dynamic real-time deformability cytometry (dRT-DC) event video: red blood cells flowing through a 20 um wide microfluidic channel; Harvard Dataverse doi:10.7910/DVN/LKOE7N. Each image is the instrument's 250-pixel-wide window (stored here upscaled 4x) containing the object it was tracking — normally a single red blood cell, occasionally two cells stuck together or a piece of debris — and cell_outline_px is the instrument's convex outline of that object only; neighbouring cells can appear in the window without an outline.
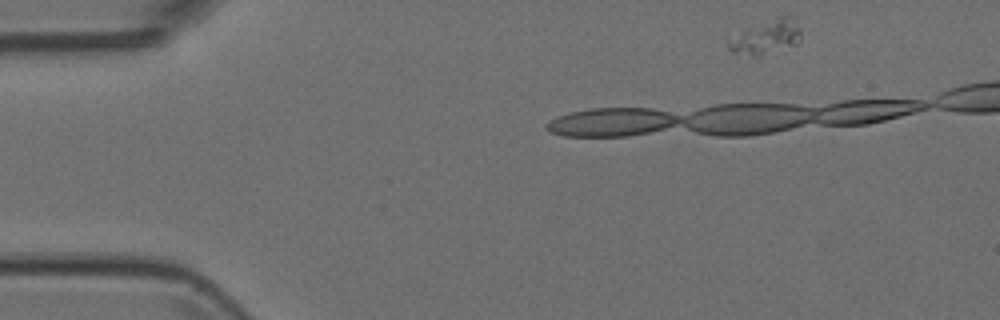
{"species": "Egyptian fruit bat (a non-hibernating species)", "species_latin": "Rousettus aegyptiacus", "temperature_condition": "room temperature", "stored_images_in_passage": 3, "camera_frame_rate_fps": 3000, "um_per_image_px": 0.085, "animal": {"sex": "female"}, "frame": {"image": 1, "passage_image": 1, "time_ms": 0.0, "image_size_px": [1000, 320], "cell_outline_px": [[800, 40], [796, 44], [756, 56], [752, 56], [732, 52], [728, 48], [728, 40], [780, 12], [784, 12], [792, 16], [800, 28]], "centroid_in_image_um": [65.2, 3.08], "position_along_channel_um": 19.8, "area_um2": 14.33}}